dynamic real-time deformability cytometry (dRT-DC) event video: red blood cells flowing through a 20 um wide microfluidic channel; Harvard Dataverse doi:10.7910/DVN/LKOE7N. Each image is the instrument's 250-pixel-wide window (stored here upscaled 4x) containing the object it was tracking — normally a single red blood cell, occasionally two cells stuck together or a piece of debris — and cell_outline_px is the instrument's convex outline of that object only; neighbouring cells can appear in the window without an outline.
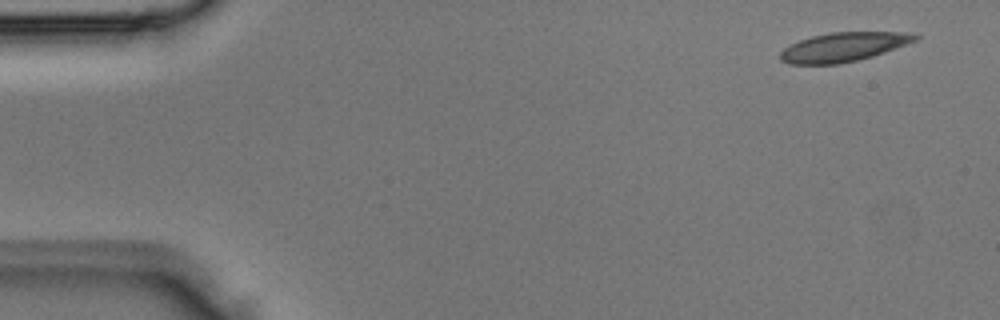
{"species": "Egyptian fruit bat (a non-hibernating species)", "species_latin": "Rousettus aegyptiacus", "temperature_condition": "room temperature", "stored_images_in_passage": 3, "camera_frame_rate_fps": 3000, "um_per_image_px": 0.085, "animal": {"sex": "male"}, "frame": {"image": 1, "passage_image": 1, "time_ms": 0.0, "image_size_px": [1000, 320], "cell_outline_px": [[920, 36], [916, 40], [884, 52], [872, 56], [840, 64], [788, 64], [780, 60], [780, 52], [784, 48], [800, 40], [812, 36], [832, 32], [908, 32]], "centroid_in_image_um": [71.66, 3.99], "position_along_channel_um": 13.3, "area_um2": 22.66}}
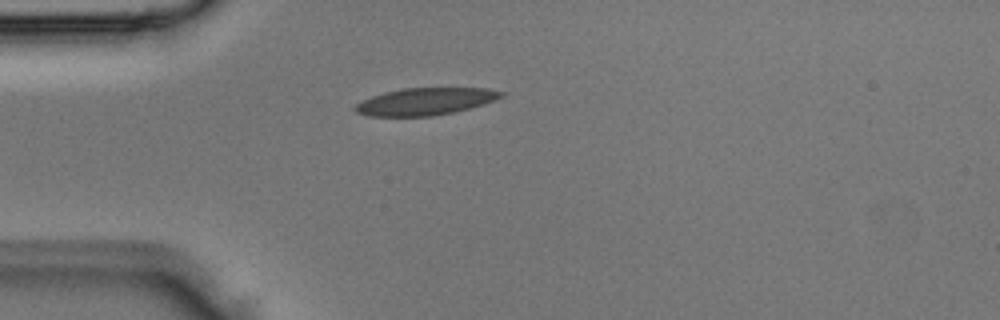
{"frame": {"image": 2, "passage_image": 3, "time_ms": 0.667, "image_size_px": [1000, 320], "cell_outline_px": [[504, 96], [496, 100], [472, 108], [432, 116], [368, 116], [356, 112], [352, 108], [360, 100], [384, 92], [404, 88], [488, 88], [504, 92]], "centroid_in_image_um": [36.15, 8.62], "position_along_channel_um": 48.9, "area_um2": 23.29}}